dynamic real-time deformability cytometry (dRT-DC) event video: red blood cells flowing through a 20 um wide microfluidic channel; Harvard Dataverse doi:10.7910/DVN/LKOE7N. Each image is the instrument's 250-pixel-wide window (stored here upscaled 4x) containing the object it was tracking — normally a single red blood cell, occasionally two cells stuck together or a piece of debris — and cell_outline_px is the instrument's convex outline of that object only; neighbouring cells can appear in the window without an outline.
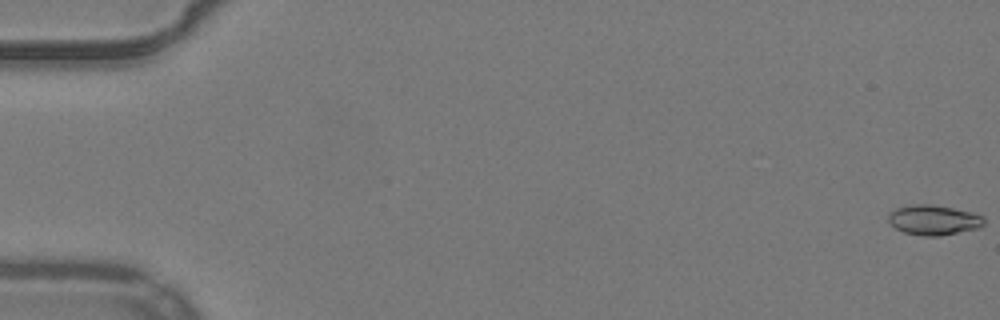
{"species": "common noctule bat (a hibernating species)", "species_latin": "Nyctalus noctula", "temperature_condition": "warm", "stored_images_in_passage": 54, "camera_frame_rate_fps": 3000, "um_per_image_px": 0.085, "animal": {"sex": "male", "body_mass_g": 19.2, "forearm_length_mm": 51.8}, "frame": {"image": 1, "passage_image": 1, "time_ms": 0.0, "image_size_px": [1000, 320], "cell_outline_px": [[984, 224], [980, 228], [940, 236], [924, 236], [904, 232], [896, 228], [888, 220], [888, 212], [896, 208], [912, 204], [932, 204], [972, 212], [984, 216]], "centroid_in_image_um": [79.37, 18.69], "position_along_channel_um": 5.6, "area_um2": 16.82}}
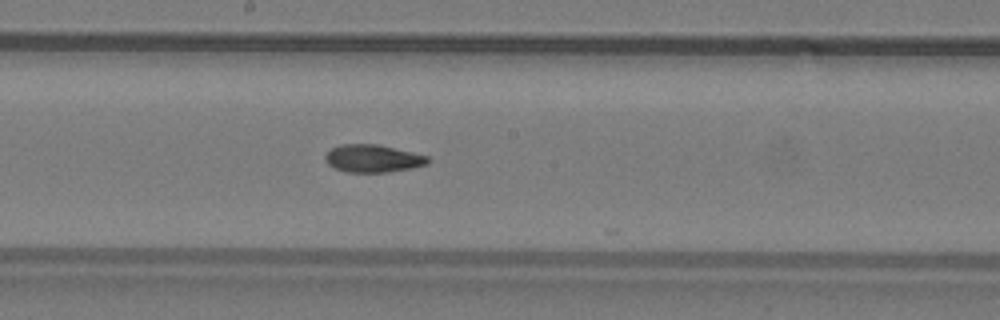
{"frame": {"image": 2, "passage_image": 30, "time_ms": 9.667, "image_size_px": [1000, 320], "cell_outline_px": [[432, 160], [428, 164], [412, 168], [388, 172], [348, 172], [336, 168], [328, 164], [324, 160], [324, 156], [332, 148], [340, 144], [376, 144], [412, 152], [428, 156]], "centroid_in_image_um": [31.71, 13.47], "position_along_channel_um": 216.5, "area_um2": 16.53}}
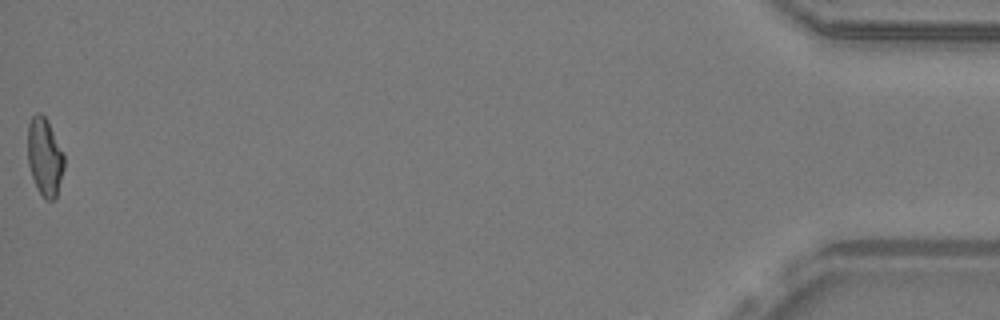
{"frame": {"image": 3, "passage_image": 54, "time_ms": 17.667, "image_size_px": [1000, 320], "cell_outline_px": [[64, 168], [56, 200], [48, 200], [40, 192], [32, 176], [28, 164], [28, 124], [32, 116], [36, 112], [40, 112], [48, 120], [64, 152]], "centroid_in_image_um": [3.82, 13.3], "position_along_channel_um": 431.4, "area_um2": 16.65}, "authors_computed_cell_mechanics": {"area_um2": 16.5886, "velocity_mm_per_s": 3.9377, "shape_relaxation_time_tau1_ms": 9.436, "shape_relaxation_time_tau2_ms": 3.5967, "deformation_change_tau1": 0.2154, "deformation_change_tau2": 0.1007}}